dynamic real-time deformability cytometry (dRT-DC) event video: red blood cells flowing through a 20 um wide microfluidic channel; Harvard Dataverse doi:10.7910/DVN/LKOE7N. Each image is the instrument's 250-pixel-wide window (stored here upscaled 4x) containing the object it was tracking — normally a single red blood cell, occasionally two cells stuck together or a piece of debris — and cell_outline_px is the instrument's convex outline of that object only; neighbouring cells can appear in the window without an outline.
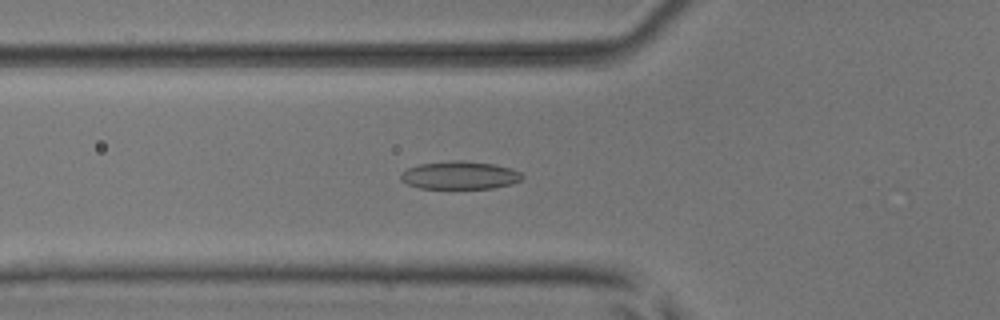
{"species": "common noctule bat (a hibernating species)", "species_latin": "Nyctalus noctula", "temperature_condition": "room temperature", "stored_images_in_passage": 51, "camera_frame_rate_fps": 3000, "um_per_image_px": 0.085, "animal": {"sex": "male", "body_mass_g": 17.9, "forearm_length_mm": 54.2}, "frame": {"image": 1, "passage_image": 18, "time_ms": 5.667, "image_size_px": [1000, 320], "cell_outline_px": [[524, 176], [520, 180], [512, 184], [492, 188], [420, 188], [408, 184], [400, 180], [400, 176], [408, 168], [420, 164], [456, 160], [464, 160], [496, 164], [512, 168], [520, 172]], "centroid_in_image_um": [39.12, 14.89], "position_along_channel_um": 86.7, "area_um2": 19.77}}
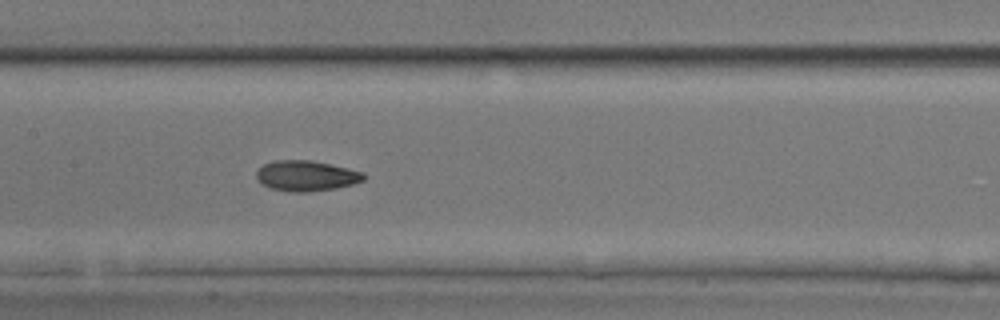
{"frame": {"image": 2, "passage_image": 25, "time_ms": 8.0, "image_size_px": [1000, 320], "cell_outline_px": [[368, 176], [364, 180], [352, 184], [336, 188], [308, 192], [292, 192], [272, 188], [264, 184], [256, 176], [256, 172], [264, 164], [276, 160], [312, 160], [364, 172]], "centroid_in_image_um": [26.08, 14.94], "position_along_channel_um": 181.3, "area_um2": 18.9}}
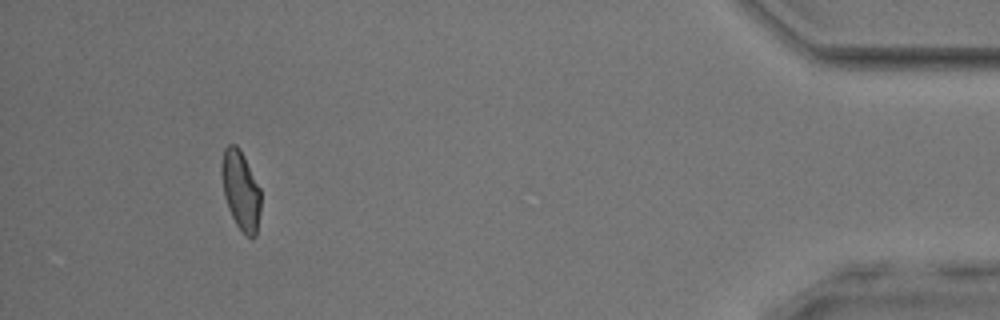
{"frame": {"image": 3, "passage_image": 47, "time_ms": 15.333, "image_size_px": [1000, 320], "cell_outline_px": [[260, 212], [256, 236], [252, 240], [244, 236], [236, 224], [228, 208], [224, 196], [220, 172], [220, 164], [224, 148], [228, 144], [236, 144], [240, 148], [260, 188]], "centroid_in_image_um": [20.45, 16.19], "position_along_channel_um": 414.8, "area_um2": 18.5}, "authors_computed_cell_mechanics": {"area_um2": 19.0162, "velocity_mm_per_s": 4.0498, "shape_relaxation_time_tau1_ms": 4.2813, "shape_relaxation_time_tau2_ms": 2.3101, "deformation_change_tau1": 0.1318, "deformation_change_tau2": 0.0666}}